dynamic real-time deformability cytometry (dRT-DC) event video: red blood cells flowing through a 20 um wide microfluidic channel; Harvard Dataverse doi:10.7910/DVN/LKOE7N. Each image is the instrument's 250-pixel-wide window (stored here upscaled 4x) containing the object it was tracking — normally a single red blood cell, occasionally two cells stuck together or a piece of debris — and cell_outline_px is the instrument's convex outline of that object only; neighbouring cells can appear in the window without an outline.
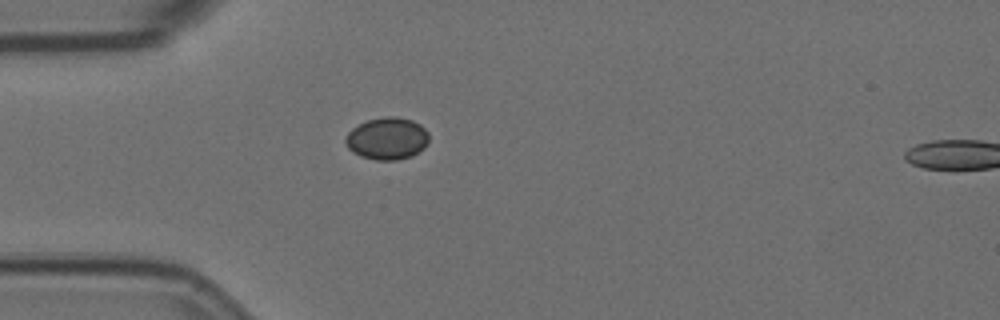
{"species": "Egyptian fruit bat (a non-hibernating species)", "species_latin": "Rousettus aegyptiacus", "temperature_condition": "room temperature", "stored_images_in_passage": 1, "camera_frame_rate_fps": 3000, "um_per_image_px": 0.085, "animal": {"sex": "female"}, "frame": {"image": 1, "passage_image": 1, "time_ms": 0.0, "image_size_px": [1000, 320], "cell_outline_px": [[428, 144], [424, 148], [412, 156], [396, 160], [376, 160], [360, 156], [352, 152], [348, 148], [344, 140], [344, 136], [352, 128], [368, 120], [384, 116], [396, 116], [412, 120], [420, 124], [428, 132]], "centroid_in_image_um": [32.9, 11.77], "position_along_channel_um": 52.1, "area_um2": 20.69}}